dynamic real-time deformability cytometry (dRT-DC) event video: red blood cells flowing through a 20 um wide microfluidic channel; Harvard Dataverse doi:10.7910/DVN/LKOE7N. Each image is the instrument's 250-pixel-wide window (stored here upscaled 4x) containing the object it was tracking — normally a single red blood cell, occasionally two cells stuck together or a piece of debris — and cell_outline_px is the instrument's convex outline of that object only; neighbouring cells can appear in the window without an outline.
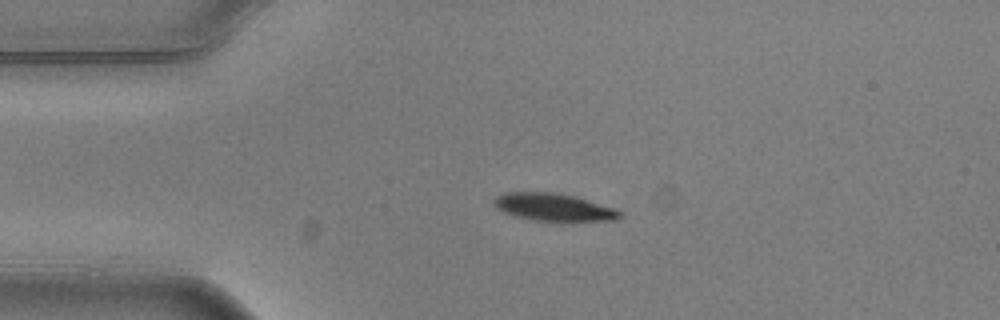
{"species": "common noctule bat (a hibernating species)", "species_latin": "Nyctalus noctula", "temperature_condition": "warm", "stored_images_in_passage": 2, "camera_frame_rate_fps": 3000, "um_per_image_px": 0.085, "animal": {"sex": "male", "body_mass_g": 20.5, "forearm_length_mm": 52.5}, "frame": {"image": 1, "passage_image": 1, "time_ms": 0.0, "image_size_px": [1000, 320], "cell_outline_px": [[620, 216], [616, 220], [536, 220], [512, 216], [496, 208], [492, 204], [492, 200], [496, 196], [504, 192], [552, 192], [572, 196], [616, 208], [620, 212]], "centroid_in_image_um": [46.96, 17.59], "position_along_channel_um": 38.0, "area_um2": 19.88}}